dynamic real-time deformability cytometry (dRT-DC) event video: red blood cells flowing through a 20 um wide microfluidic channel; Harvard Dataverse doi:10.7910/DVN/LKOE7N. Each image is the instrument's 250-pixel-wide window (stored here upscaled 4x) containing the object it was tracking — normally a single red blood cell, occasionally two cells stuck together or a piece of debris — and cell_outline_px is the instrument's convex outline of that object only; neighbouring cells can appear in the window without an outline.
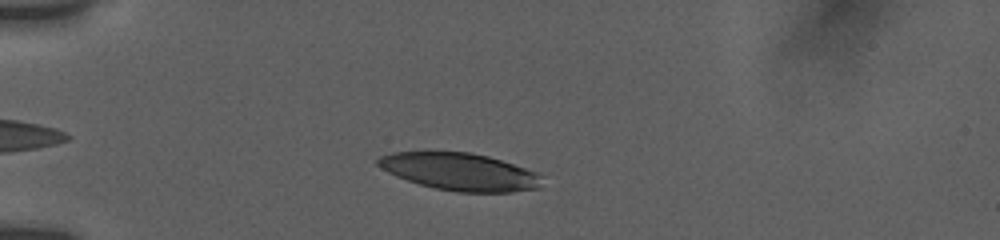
{"species": "human", "species_latin": "Homo sapiens", "temperature_condition": "room temperature", "stored_images_in_passage": 65, "camera_frame_rate_fps": 3000, "um_per_image_px": 0.085, "donor": {"sex": "female"}, "frame": {"image": 1, "passage_image": 12, "time_ms": 2.667, "image_size_px": [1000, 240], "cell_outline_px": [[540, 188], [512, 192], [456, 192], [436, 188], [420, 184], [396, 176], [380, 168], [376, 164], [376, 160], [380, 156], [392, 152], [468, 152], [488, 156], [536, 172]], "centroid_in_image_um": [39.01, 14.59], "position_along_channel_um": 46.0, "area_um2": 35.26}}
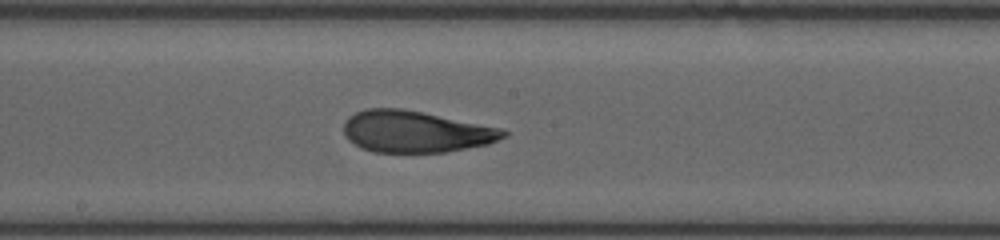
{"frame": {"image": 2, "passage_image": 33, "time_ms": 8.0, "image_size_px": [1000, 240], "cell_outline_px": [[508, 136], [488, 144], [444, 152], [376, 152], [360, 148], [348, 140], [344, 136], [344, 120], [348, 116], [364, 108], [404, 108], [504, 128], [508, 132]], "centroid_in_image_um": [35.33, 11.17], "position_along_channel_um": 212.9, "area_um2": 39.19}}
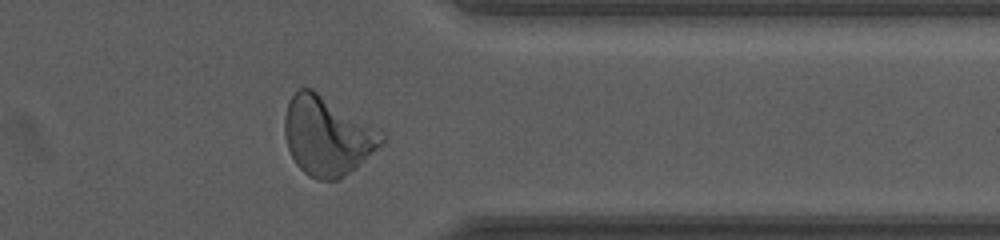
{"frame": {"image": 3, "passage_image": 59, "time_ms": 12.667, "image_size_px": [1000, 240], "cell_outline_px": [[388, 140], [384, 144], [356, 168], [340, 180], [320, 180], [308, 176], [296, 164], [288, 148], [284, 136], [284, 116], [288, 100], [300, 88], [312, 88], [388, 136]], "centroid_in_image_um": [27.82, 11.58], "position_along_channel_um": 383.6, "area_um2": 44.68}, "authors_computed_cell_mechanics": {"area_um2": 38.4948, "velocity_mm_per_s": 3.7619, "shape_relaxation_time_tau1_ms": 5.768, "shape_relaxation_time_tau2_ms": 1.2438, "deformation_change_tau1": 0.2193, "deformation_change_tau2": 0.0847}}